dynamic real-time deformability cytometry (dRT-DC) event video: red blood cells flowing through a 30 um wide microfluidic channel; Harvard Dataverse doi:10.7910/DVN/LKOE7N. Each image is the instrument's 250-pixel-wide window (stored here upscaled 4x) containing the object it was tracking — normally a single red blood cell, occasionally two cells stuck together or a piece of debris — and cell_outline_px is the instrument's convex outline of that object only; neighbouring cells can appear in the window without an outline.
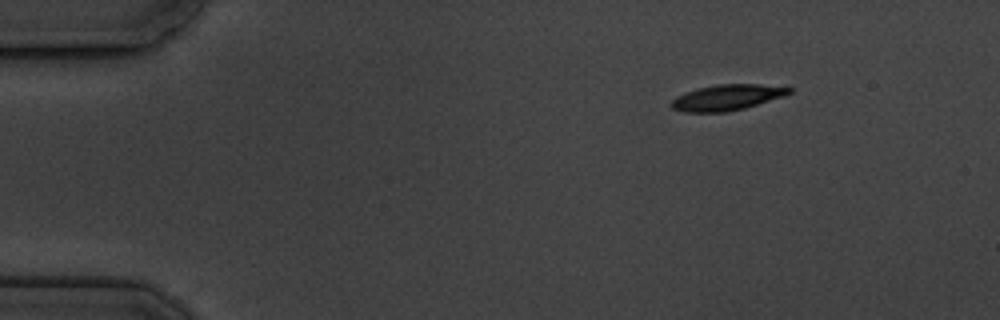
{"species": "common noctule bat (a hibernating species)", "species_latin": "Nyctalus noctula", "temperature_condition": "cold", "stored_images_in_passage": 3, "camera_frame_rate_fps": 3000, "um_per_image_px": 0.085, "animal": {"sex": "male", "body_mass_g": 19.5, "forearm_length_mm": 54.6}, "frame": {"image": 1, "passage_image": 1, "time_ms": 0.0, "image_size_px": [1000, 320], "cell_outline_px": [[792, 92], [784, 96], [744, 108], [728, 112], [684, 112], [672, 108], [668, 104], [676, 96], [700, 88], [716, 84], [760, 84], [792, 88]], "centroid_in_image_um": [61.78, 8.29], "position_along_channel_um": 23.2, "area_um2": 17.57}}
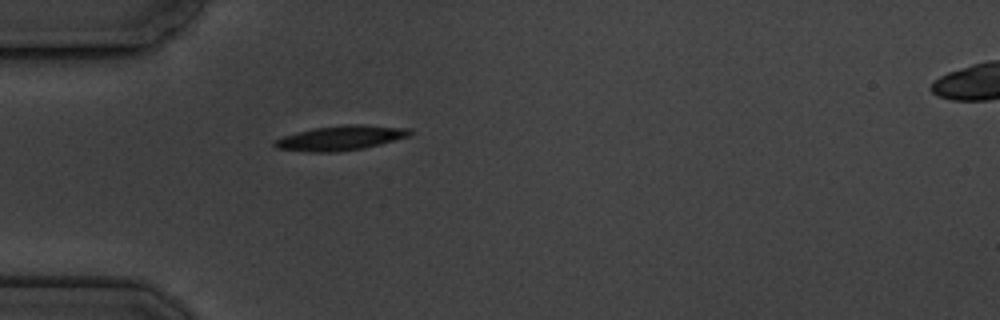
{"frame": {"image": 2, "passage_image": 3, "time_ms": 3.0, "image_size_px": [1000, 320], "cell_outline_px": [[412, 132], [408, 136], [380, 144], [364, 148], [340, 152], [308, 152], [276, 148], [272, 144], [272, 140], [284, 136], [312, 128], [344, 124], [360, 124], [412, 128]], "centroid_in_image_um": [28.93, 11.72], "position_along_channel_um": 56.1, "area_um2": 19.65}}